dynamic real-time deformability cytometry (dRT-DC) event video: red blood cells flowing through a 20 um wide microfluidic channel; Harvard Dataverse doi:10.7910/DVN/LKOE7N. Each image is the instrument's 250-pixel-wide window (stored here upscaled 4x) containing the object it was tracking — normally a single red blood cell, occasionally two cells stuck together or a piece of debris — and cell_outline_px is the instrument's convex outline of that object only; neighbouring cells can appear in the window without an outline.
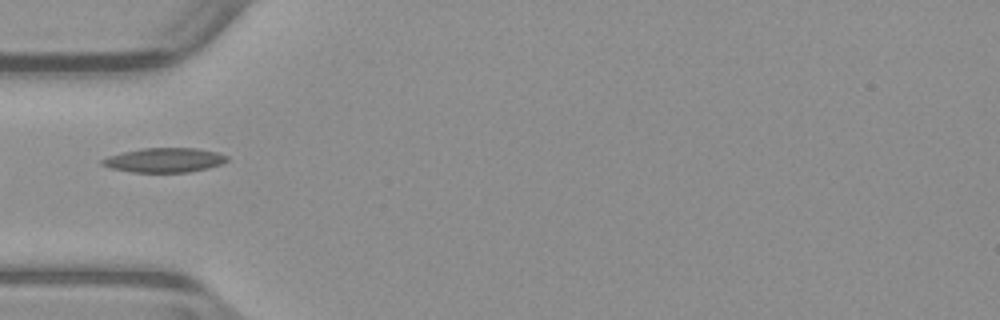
{"species": "common noctule bat (a hibernating species)", "species_latin": "Nyctalus noctula", "temperature_condition": "warm", "stored_images_in_passage": 36, "camera_frame_rate_fps": 3000, "um_per_image_px": 0.085, "animal": {"sex": "male", "body_mass_g": 23.1, "forearm_length_mm": 52.7}, "frame": {"image": 1, "passage_image": 1, "time_ms": 0.0, "image_size_px": [1000, 320], "cell_outline_px": [[228, 160], [220, 164], [208, 168], [188, 172], [132, 172], [112, 168], [100, 164], [100, 160], [108, 156], [124, 152], [144, 148], [196, 148], [216, 152], [228, 156]], "centroid_in_image_um": [13.97, 13.61], "position_along_channel_um": 71.0, "area_um2": 17.63}}
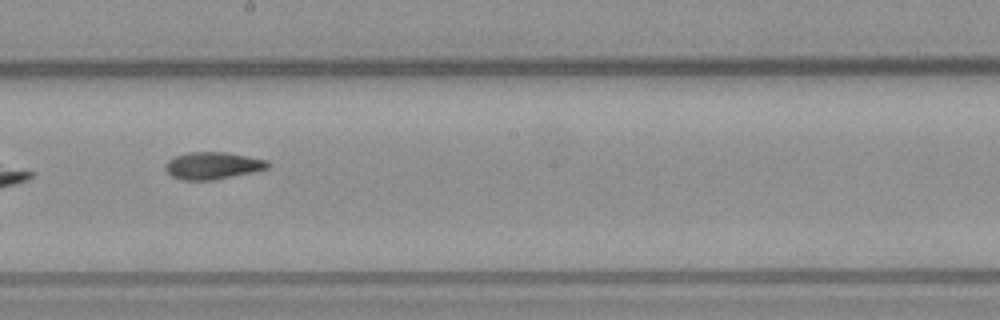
{"frame": {"image": 2, "passage_image": 13, "time_ms": 4.0, "image_size_px": [1000, 320], "cell_outline_px": [[272, 164], [268, 168], [212, 180], [184, 180], [172, 176], [164, 168], [164, 164], [168, 160], [176, 156], [188, 152], [228, 152], [268, 160]], "centroid_in_image_um": [18.08, 14.06], "position_along_channel_um": 230.1, "area_um2": 16.13}}
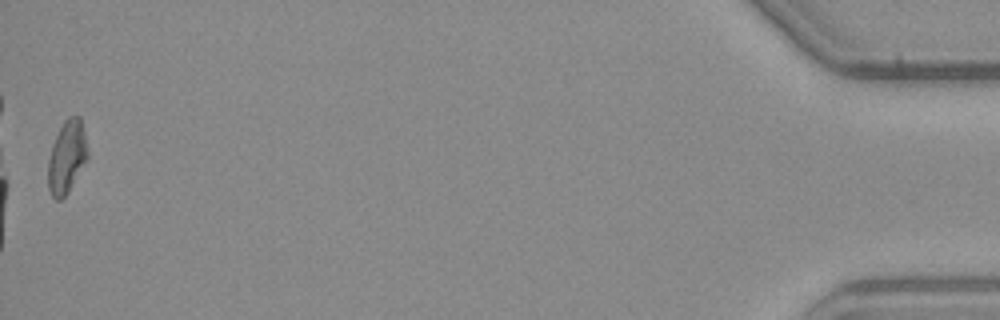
{"frame": {"image": 3, "passage_image": 36, "time_ms": 11.667, "image_size_px": [1000, 320], "cell_outline_px": [[88, 160], [68, 192], [60, 200], [56, 200], [52, 196], [48, 188], [48, 160], [52, 144], [64, 120], [68, 116], [80, 116], [84, 132], [88, 152]], "centroid_in_image_um": [5.68, 13.35], "position_along_channel_um": 429.5, "area_um2": 16.82}}